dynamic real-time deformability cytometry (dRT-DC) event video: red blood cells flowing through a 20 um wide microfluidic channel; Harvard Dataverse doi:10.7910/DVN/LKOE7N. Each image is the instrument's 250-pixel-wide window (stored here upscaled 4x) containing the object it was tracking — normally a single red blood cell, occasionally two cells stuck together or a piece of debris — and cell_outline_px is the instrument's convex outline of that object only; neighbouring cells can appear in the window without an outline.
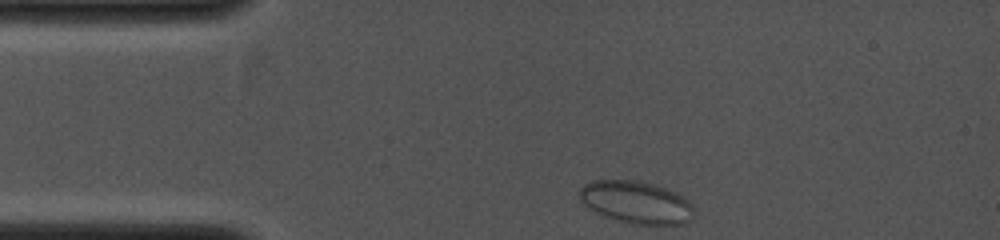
{"species": "common noctule bat (a hibernating species)", "species_latin": "Nyctalus noctula", "temperature_condition": "cold", "stored_images_in_passage": 33, "camera_frame_rate_fps": 4000, "um_per_image_px": 0.085, "animal": {"sex": "female", "body_mass_g": 19.0, "forearm_length_mm": 53.3}, "frame": {"image": 1, "passage_image": 1, "time_ms": 0.0, "image_size_px": [1000, 240], "cell_outline_px": [[692, 216], [684, 224], [636, 224], [616, 220], [596, 212], [584, 204], [580, 200], [580, 188], [584, 184], [592, 180], [636, 180], [652, 184], [664, 188], [688, 200], [692, 204]], "centroid_in_image_um": [54.04, 17.19], "position_along_channel_um": 31.0, "area_um2": 27.8}}
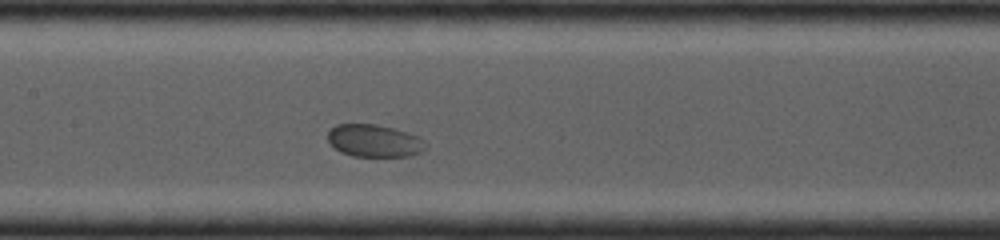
{"frame": {"image": 2, "passage_image": 14, "time_ms": 3.25, "image_size_px": [1000, 240], "cell_outline_px": [[424, 148], [420, 152], [408, 156], [352, 156], [340, 152], [328, 140], [328, 132], [336, 124], [376, 124], [408, 132], [420, 136], [424, 140]], "centroid_in_image_um": [31.81, 11.96], "position_along_channel_um": 175.6, "area_um2": 18.38}}
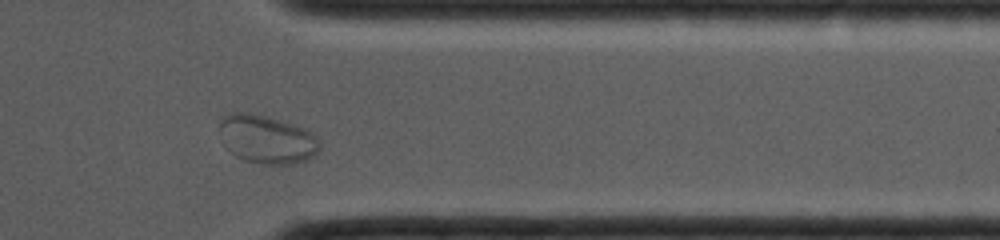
{"frame": {"image": 3, "passage_image": 29, "time_ms": 7.0, "image_size_px": [1000, 240], "cell_outline_px": [[320, 148], [312, 156], [304, 160], [292, 164], [260, 164], [244, 160], [236, 156], [228, 148], [220, 128], [220, 124], [224, 116], [232, 112], [252, 112], [284, 120], [304, 128], [312, 132], [320, 140]], "centroid_in_image_um": [22.73, 11.82], "position_along_channel_um": 388.7, "area_um2": 28.15}}